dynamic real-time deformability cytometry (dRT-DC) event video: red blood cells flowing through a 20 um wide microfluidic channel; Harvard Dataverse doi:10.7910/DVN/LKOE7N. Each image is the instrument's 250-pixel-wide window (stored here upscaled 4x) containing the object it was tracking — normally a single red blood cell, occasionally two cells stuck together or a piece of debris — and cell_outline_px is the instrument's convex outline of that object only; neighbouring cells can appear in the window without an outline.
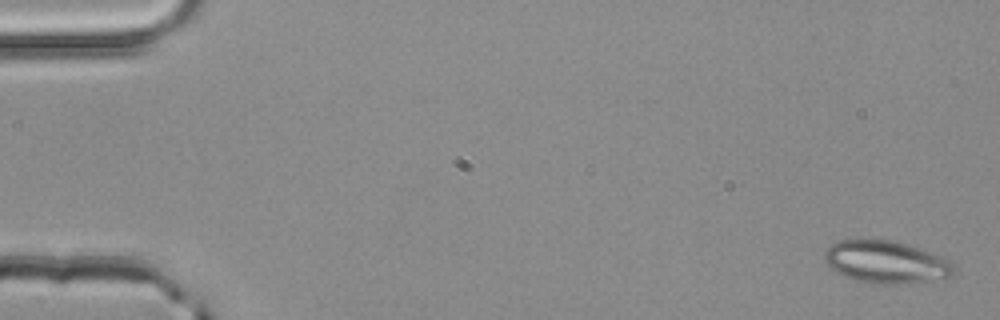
{"species": "common noctule bat (a hibernating species)", "species_latin": "Nyctalus noctula", "temperature_condition": "room temperature", "stored_images_in_passage": 4, "camera_frame_rate_fps": 3000, "um_per_image_px": 0.085, "animal": {"sex": "male", "body_mass_g": 20.4}, "frame": {"image": 1, "passage_image": 1, "time_ms": 0.0, "image_size_px": [1000, 320], "cell_outline_px": [[956, 272], [952, 276], [944, 280], [908, 284], [872, 284], [856, 280], [844, 276], [836, 272], [824, 260], [824, 252], [836, 240], [896, 240], [908, 244], [940, 256], [948, 260], [952, 264]], "centroid_in_image_um": [75.36, 22.3], "position_along_channel_um": 9.6, "area_um2": 32.43}}